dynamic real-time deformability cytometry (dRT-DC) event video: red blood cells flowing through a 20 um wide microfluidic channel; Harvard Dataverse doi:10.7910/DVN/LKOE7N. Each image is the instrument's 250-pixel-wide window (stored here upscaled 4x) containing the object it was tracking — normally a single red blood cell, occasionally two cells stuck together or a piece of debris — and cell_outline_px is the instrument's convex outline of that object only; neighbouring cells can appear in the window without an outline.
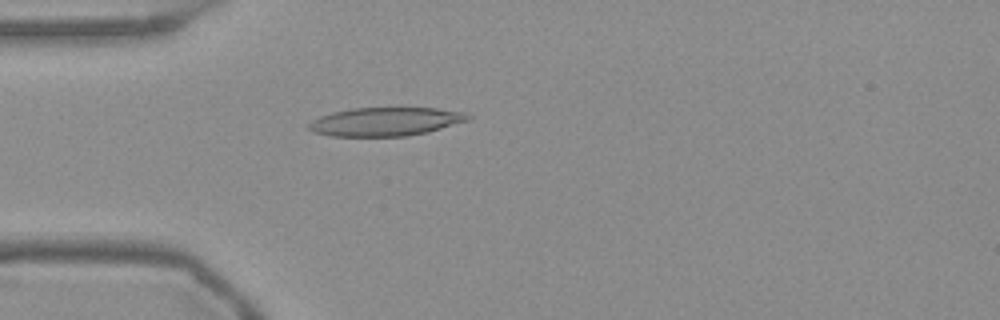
{"species": "Egyptian fruit bat (a non-hibernating species)", "species_latin": "Rousettus aegyptiacus", "temperature_condition": "warm", "stored_images_in_passage": 54, "camera_frame_rate_fps": 3000, "um_per_image_px": 0.085, "frame": {"image": 1, "passage_image": 15, "time_ms": 4.667, "image_size_px": [1000, 320], "cell_outline_px": [[472, 120], [428, 132], [404, 136], [332, 136], [312, 132], [308, 128], [308, 124], [312, 120], [320, 116], [332, 112], [352, 108], [436, 108], [464, 112], [472, 116]], "centroid_in_image_um": [32.8, 10.34], "position_along_channel_um": 52.2, "area_um2": 26.65}}
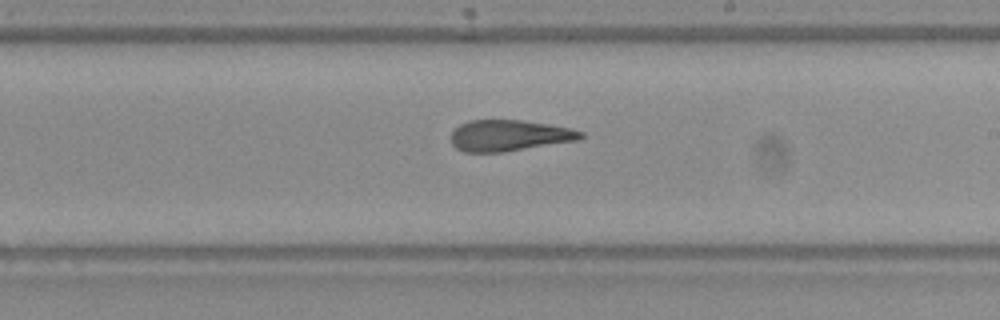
{"frame": {"image": 2, "passage_image": 31, "time_ms": 10.0, "image_size_px": [1000, 320], "cell_outline_px": [[584, 136], [580, 140], [504, 152], [464, 152], [456, 148], [452, 144], [452, 132], [460, 124], [468, 120], [524, 120], [572, 128], [584, 132]], "centroid_in_image_um": [43.32, 11.52], "position_along_channel_um": 245.7, "area_um2": 23.7}}
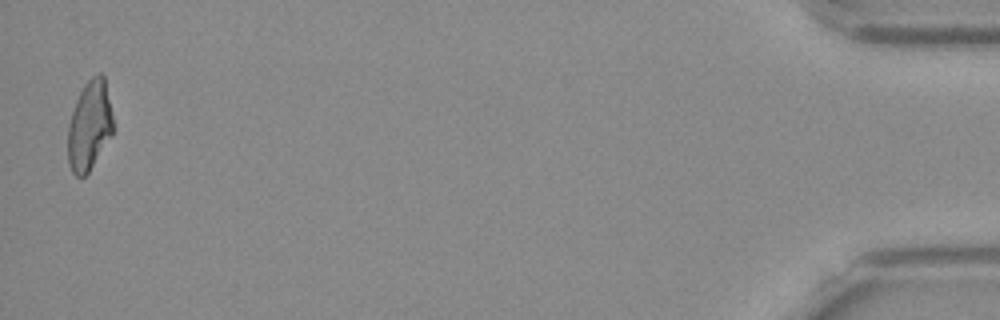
{"frame": {"image": 3, "passage_image": 53, "time_ms": 17.333, "image_size_px": [1000, 320], "cell_outline_px": [[112, 132], [88, 172], [84, 176], [76, 176], [72, 172], [68, 164], [68, 124], [76, 100], [84, 84], [92, 76], [100, 72], [104, 76], [112, 116]], "centroid_in_image_um": [7.57, 10.66], "position_along_channel_um": 427.6, "area_um2": 23.06}, "authors_computed_cell_mechanics": {"area_um2": 25.2008, "velocity_mm_per_s": 3.765, "shape_relaxation_time_tau1_ms": null, "shape_relaxation_time_tau2_ms": 3.1936, "deformation_change_tau1": null, "deformation_change_tau2": 0.13}}